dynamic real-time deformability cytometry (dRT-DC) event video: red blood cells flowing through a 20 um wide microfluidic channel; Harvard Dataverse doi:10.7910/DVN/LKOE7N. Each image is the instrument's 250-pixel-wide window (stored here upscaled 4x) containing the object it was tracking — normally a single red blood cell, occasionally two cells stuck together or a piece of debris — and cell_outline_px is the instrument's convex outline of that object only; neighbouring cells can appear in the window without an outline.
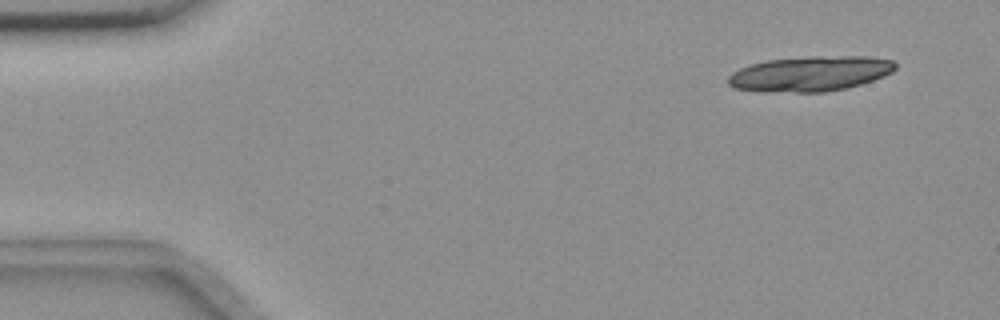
{"species": "common noctule bat (a hibernating species)", "species_latin": "Nyctalus noctula", "temperature_condition": "room temperature", "stored_images_in_passage": 19, "camera_frame_rate_fps": 3000, "um_per_image_px": 0.085, "animal": {"sex": "female", "body_mass_g": 18.4}, "frame": {"image": 1, "passage_image": 4, "time_ms": 1.0, "image_size_px": [1000, 320], "cell_outline_px": [[896, 68], [892, 72], [884, 76], [860, 84], [844, 88], [824, 92], [764, 92], [732, 88], [728, 84], [728, 76], [732, 72], [740, 68], [752, 64], [768, 60], [812, 56], [868, 56], [892, 60], [896, 64]], "centroid_in_image_um": [68.85, 6.27], "position_along_channel_um": 16.2, "area_um2": 34.28}}